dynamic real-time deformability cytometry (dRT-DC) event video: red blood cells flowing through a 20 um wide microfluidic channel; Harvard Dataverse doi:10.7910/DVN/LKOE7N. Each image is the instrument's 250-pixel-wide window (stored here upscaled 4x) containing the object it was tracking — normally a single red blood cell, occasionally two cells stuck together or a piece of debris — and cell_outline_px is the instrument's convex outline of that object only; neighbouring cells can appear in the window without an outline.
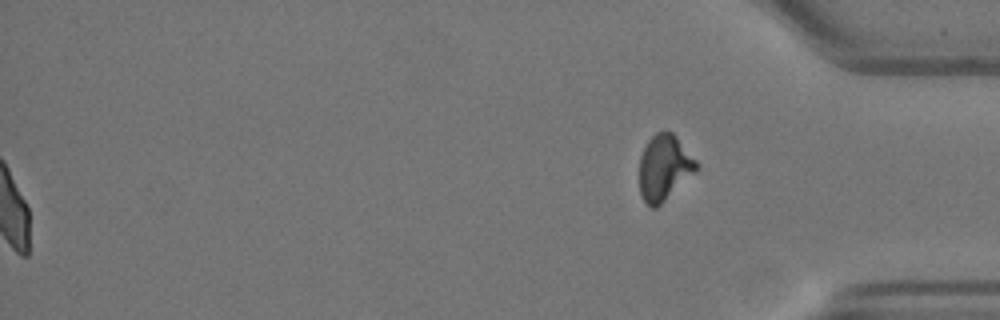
{"species": "Egyptian fruit bat (a non-hibernating species)", "species_latin": "Rousettus aegyptiacus", "temperature_condition": "warm", "stored_images_in_passage": 58, "segment_of_instrument_passage": [2, 2], "camera_frame_rate_fps": 3000, "um_per_image_px": 0.085, "animal": {"sex": "female"}, "frame": {"image": 1, "passage_image": 58, "time_ms": 19.0, "image_size_px": [1000, 320], "cell_outline_px": [[700, 164], [696, 172], [656, 208], [652, 208], [644, 200], [640, 192], [640, 156], [648, 140], [656, 132], [672, 132], [676, 136]], "centroid_in_image_um": [56.48, 14.24], "position_along_channel_um": 378.7, "area_um2": 21.68}}